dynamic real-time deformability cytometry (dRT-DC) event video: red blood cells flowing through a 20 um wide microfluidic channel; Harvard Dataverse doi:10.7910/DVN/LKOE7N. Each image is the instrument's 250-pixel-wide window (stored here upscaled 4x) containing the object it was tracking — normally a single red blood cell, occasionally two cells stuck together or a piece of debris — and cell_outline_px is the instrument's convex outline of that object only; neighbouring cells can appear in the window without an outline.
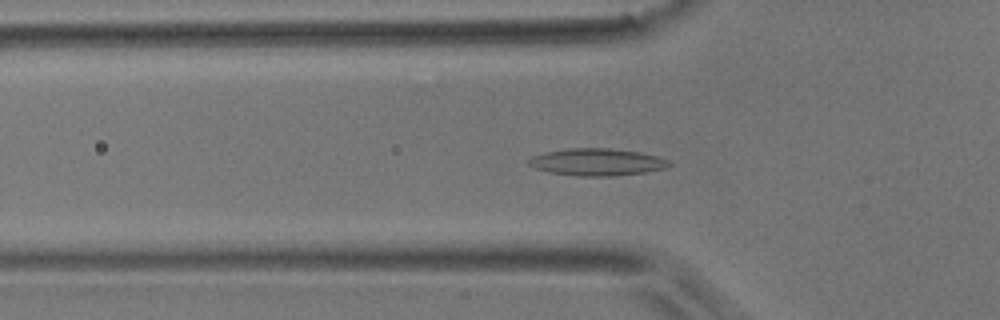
{"species": "common noctule bat (a hibernating species)", "species_latin": "Nyctalus noctula", "temperature_condition": "room temperature", "stored_images_in_passage": 52, "camera_frame_rate_fps": 3000, "um_per_image_px": 0.085, "animal": {"sex": "male", "body_mass_g": 17.9}, "frame": {"image": 1, "passage_image": 17, "time_ms": 5.333, "image_size_px": [1000, 320], "cell_outline_px": [[672, 164], [664, 168], [644, 172], [616, 176], [576, 176], [548, 172], [536, 168], [528, 164], [528, 160], [532, 156], [548, 152], [568, 148], [608, 148], [640, 152], [656, 156], [668, 160]], "centroid_in_image_um": [50.74, 13.78], "position_along_channel_um": 75.1, "area_um2": 22.08}}
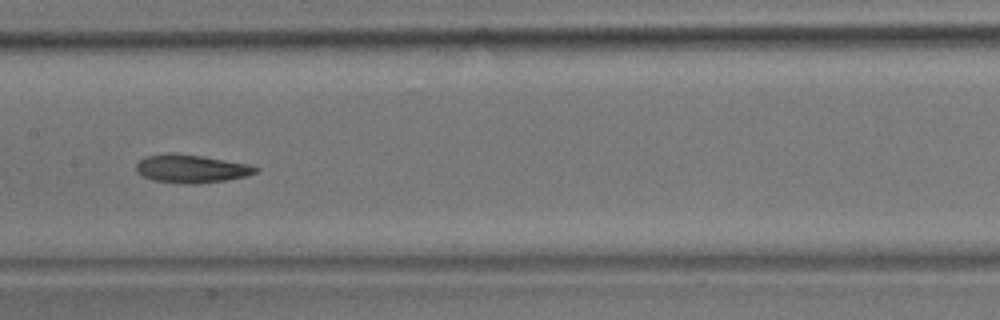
{"frame": {"image": 2, "passage_image": 26, "time_ms": 8.333, "image_size_px": [1000, 320], "cell_outline_px": [[260, 168], [256, 172], [248, 176], [224, 180], [192, 184], [184, 184], [152, 180], [136, 172], [136, 164], [144, 156], [172, 152], [200, 156], [248, 164]], "centroid_in_image_um": [16.22, 14.34], "position_along_channel_um": 191.2, "area_um2": 19.54}}
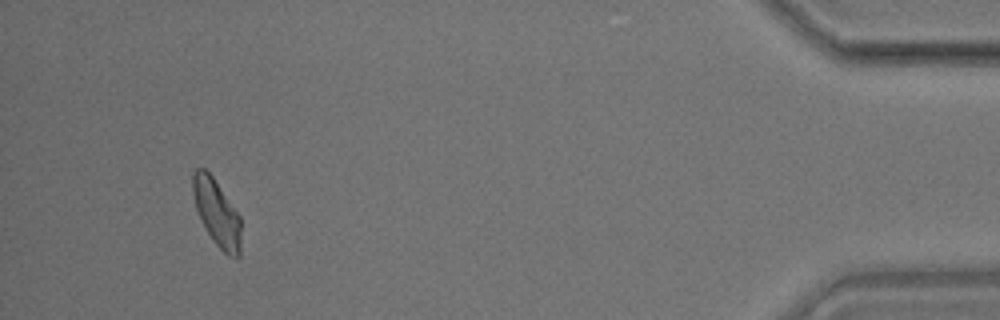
{"frame": {"image": 3, "passage_image": 49, "time_ms": 16.0, "image_size_px": [1000, 320], "cell_outline_px": [[240, 256], [228, 256], [212, 240], [196, 208], [192, 192], [192, 176], [196, 168], [204, 168], [212, 176], [240, 216]], "centroid_in_image_um": [18.42, 18.07], "position_along_channel_um": 416.8, "area_um2": 18.26}, "authors_computed_cell_mechanics": {"area_um2": 19.4786, "velocity_mm_per_s": 3.8418, "shape_relaxation_time_tau1_ms": null, "shape_relaxation_time_tau2_ms": 3.8701, "deformation_change_tau1": null, "deformation_change_tau2": 0.1111}}